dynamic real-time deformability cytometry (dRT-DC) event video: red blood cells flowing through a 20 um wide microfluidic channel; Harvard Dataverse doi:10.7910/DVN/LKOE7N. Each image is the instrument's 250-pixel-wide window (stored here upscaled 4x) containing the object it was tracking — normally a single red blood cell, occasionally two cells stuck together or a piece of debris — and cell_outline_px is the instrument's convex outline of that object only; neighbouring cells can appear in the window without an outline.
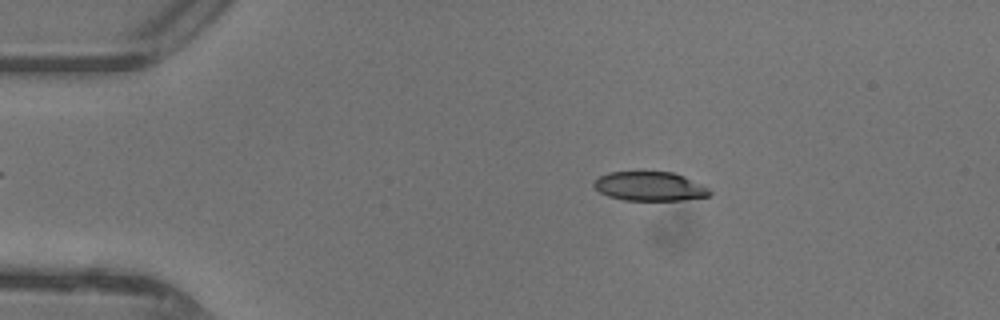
{"species": "common noctule bat (a hibernating species)", "species_latin": "Nyctalus noctula", "temperature_condition": "warm", "stored_images_in_passage": 46, "camera_frame_rate_fps": 3000, "um_per_image_px": 0.085, "animal": {"sex": "female"}, "frame": {"image": 1, "passage_image": 8, "time_ms": 2.333, "image_size_px": [1000, 320], "cell_outline_px": [[712, 196], [684, 200], [624, 200], [608, 196], [600, 192], [592, 184], [600, 176], [608, 172], [676, 172], [708, 188], [712, 192]], "centroid_in_image_um": [55.26, 15.84], "position_along_channel_um": 29.7, "area_um2": 19.65}}
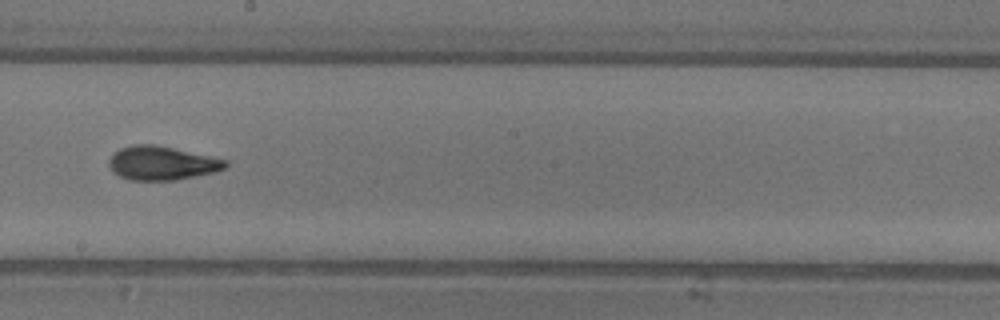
{"frame": {"image": 2, "passage_image": 26, "time_ms": 8.333, "image_size_px": [1000, 320], "cell_outline_px": [[228, 168], [212, 172], [172, 180], [132, 180], [120, 176], [112, 172], [108, 164], [108, 160], [112, 152], [120, 148], [132, 144], [156, 144], [228, 160]], "centroid_in_image_um": [13.71, 13.84], "position_along_channel_um": 234.5, "area_um2": 23.0}}
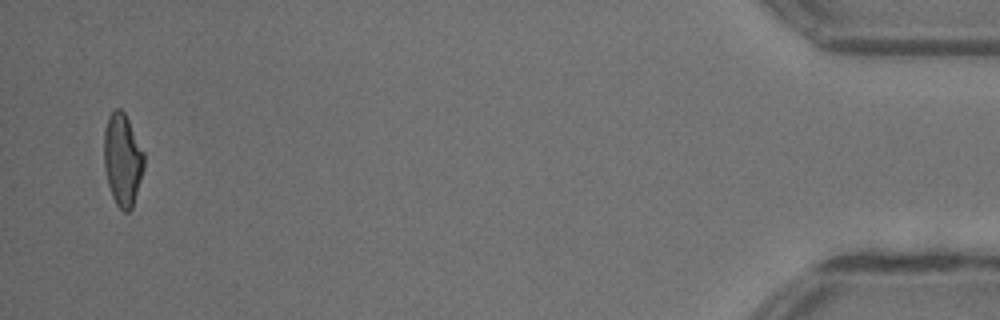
{"frame": {"image": 3, "passage_image": 45, "time_ms": 14.667, "image_size_px": [1000, 320], "cell_outline_px": [[144, 168], [132, 208], [128, 212], [124, 212], [116, 204], [112, 196], [108, 184], [104, 168], [104, 132], [108, 116], [116, 108], [120, 108], [124, 112], [144, 152]], "centroid_in_image_um": [10.41, 13.58], "position_along_channel_um": 424.8, "area_um2": 21.44}, "authors_computed_cell_mechanics": {"area_um2": 21.6461, "velocity_mm_per_s": 4.4184, "shape_relaxation_time_tau1_ms": 5.2628, "shape_relaxation_time_tau2_ms": 1.4574, "deformation_change_tau1": 0.1893, "deformation_change_tau2": 0.0894}}